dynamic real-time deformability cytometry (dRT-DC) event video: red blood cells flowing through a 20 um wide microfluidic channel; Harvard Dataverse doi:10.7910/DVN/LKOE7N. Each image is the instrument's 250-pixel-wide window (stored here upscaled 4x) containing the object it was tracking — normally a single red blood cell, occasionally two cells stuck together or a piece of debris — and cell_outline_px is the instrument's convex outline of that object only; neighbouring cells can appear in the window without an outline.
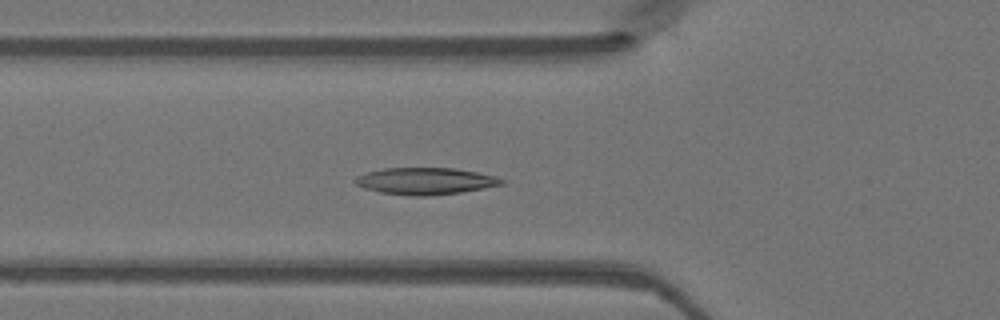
{"species": "Egyptian fruit bat (a non-hibernating species)", "species_latin": "Rousettus aegyptiacus", "temperature_condition": "warm", "stored_images_in_passage": 48, "camera_frame_rate_fps": 3000, "um_per_image_px": 0.085, "animal": {"sex": "female"}, "frame": {"image": 1, "passage_image": 16, "time_ms": 5.0, "image_size_px": [1000, 320], "cell_outline_px": [[504, 184], [484, 188], [460, 192], [428, 196], [412, 196], [380, 192], [364, 188], [356, 184], [352, 180], [356, 176], [368, 172], [384, 168], [452, 168], [476, 172], [496, 176], [504, 180]], "centroid_in_image_um": [36.14, 15.39], "position_along_channel_um": 89.7, "area_um2": 22.83}}
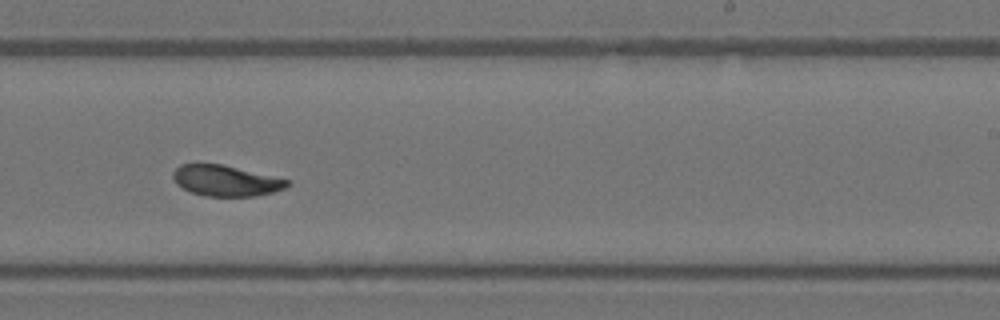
{"frame": {"image": 2, "passage_image": 29, "time_ms": 9.333, "image_size_px": [1000, 320], "cell_outline_px": [[292, 184], [284, 188], [272, 192], [256, 196], [204, 196], [192, 192], [176, 184], [172, 176], [172, 172], [180, 164], [220, 164], [292, 180]], "centroid_in_image_um": [19.21, 15.36], "position_along_channel_um": 269.8, "area_um2": 20.46}}
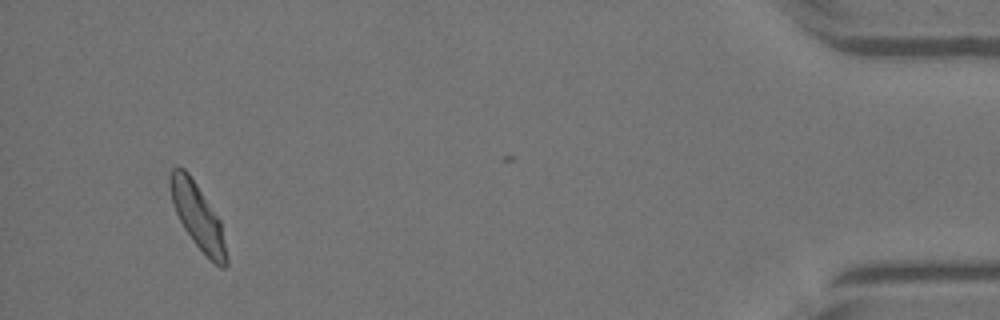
{"frame": {"image": 3, "passage_image": 45, "time_ms": 14.667, "image_size_px": [1000, 320], "cell_outline_px": [[228, 264], [224, 268], [220, 268], [192, 240], [184, 228], [176, 212], [172, 200], [168, 184], [168, 176], [172, 168], [184, 168], [188, 172], [220, 220], [228, 256]], "centroid_in_image_um": [16.8, 18.38], "position_along_channel_um": 418.4, "area_um2": 21.04}}